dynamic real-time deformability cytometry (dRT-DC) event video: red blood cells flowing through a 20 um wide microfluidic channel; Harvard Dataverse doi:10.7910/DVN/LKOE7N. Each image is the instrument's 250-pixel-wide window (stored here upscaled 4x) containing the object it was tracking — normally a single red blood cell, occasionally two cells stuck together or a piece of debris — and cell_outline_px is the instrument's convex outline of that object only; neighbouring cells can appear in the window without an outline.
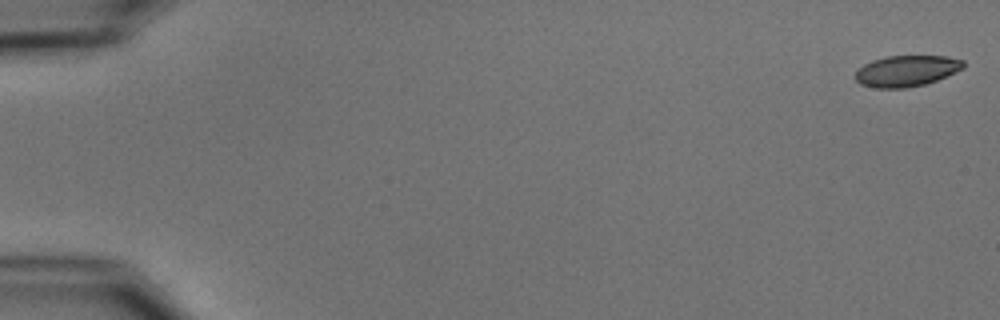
{"species": "common noctule bat (a hibernating species)", "species_latin": "Nyctalus noctula", "temperature_condition": "cold", "stored_images_in_passage": 5, "camera_frame_rate_fps": 3000, "um_per_image_px": 0.085, "animal": {"sex": "male", "body_mass_g": 15.6}, "frame": {"image": 1, "passage_image": 1, "time_ms": 0.0, "image_size_px": [1000, 320], "cell_outline_px": [[964, 68], [936, 80], [924, 84], [904, 88], [876, 88], [860, 84], [856, 80], [856, 72], [864, 64], [872, 60], [884, 56], [948, 56], [964, 60]], "centroid_in_image_um": [77.05, 6.02], "position_along_channel_um": 7.9, "area_um2": 19.48}}